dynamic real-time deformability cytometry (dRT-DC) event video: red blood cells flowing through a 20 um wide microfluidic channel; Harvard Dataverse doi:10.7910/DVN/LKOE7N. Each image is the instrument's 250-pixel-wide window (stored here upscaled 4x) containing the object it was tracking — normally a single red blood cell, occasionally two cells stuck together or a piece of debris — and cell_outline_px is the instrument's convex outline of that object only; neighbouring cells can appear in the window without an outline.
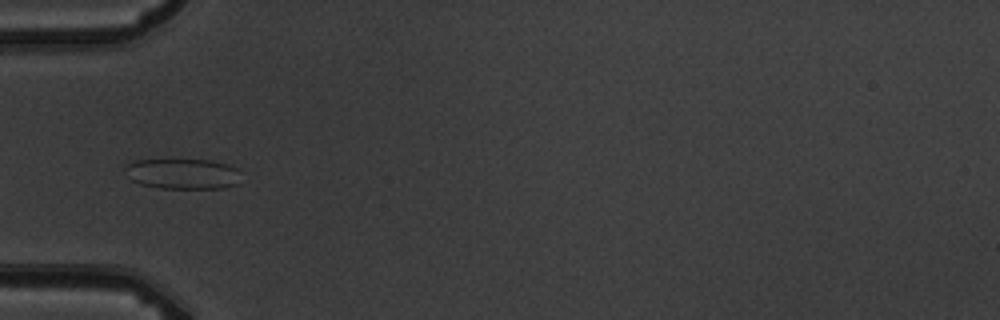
{"species": "common noctule bat (a hibernating species)", "species_latin": "Nyctalus noctula", "temperature_condition": "warm", "stored_images_in_passage": 11, "camera_frame_rate_fps": 3000, "um_per_image_px": 0.085, "animal": {"sex": "male", "body_mass_g": 19.5, "forearm_length_mm": 54.6}, "frame": {"image": 1, "passage_image": 5, "time_ms": 4.667, "image_size_px": [1000, 320], "cell_outline_px": [[240, 172], [236, 184], [224, 188], [160, 188], [140, 184], [132, 180], [124, 168], [124, 164], [132, 160], [212, 160], [228, 164], [236, 168]], "centroid_in_image_um": [15.51, 14.76], "position_along_channel_um": 69.5, "area_um2": 20.58}}
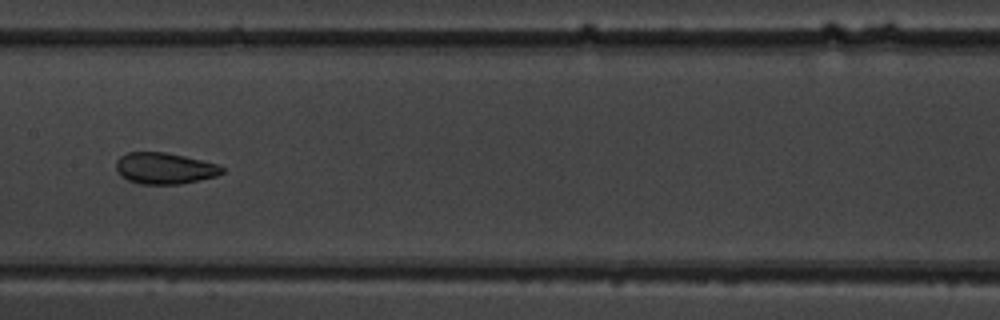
{"frame": {"image": 2, "passage_image": 8, "time_ms": 8.0, "image_size_px": [1000, 320], "cell_outline_px": [[224, 172], [216, 176], [200, 180], [180, 184], [140, 184], [128, 180], [120, 176], [116, 168], [116, 160], [120, 156], [128, 152], [164, 152], [184, 156], [216, 164], [224, 168]], "centroid_in_image_um": [13.96, 14.31], "position_along_channel_um": 193.4, "area_um2": 19.31}}
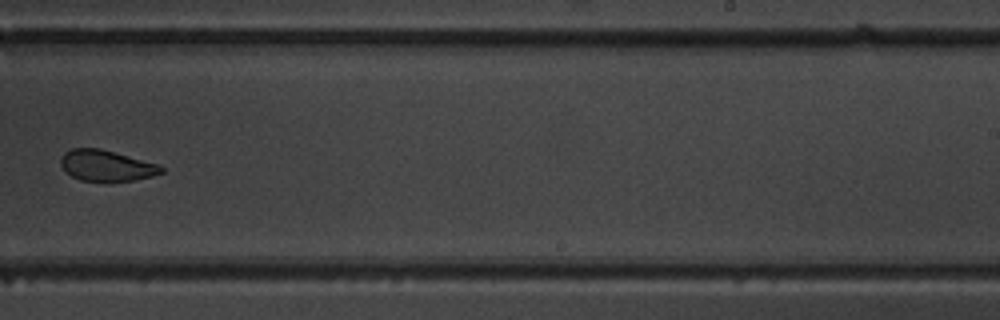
{"frame": {"image": 3, "passage_image": 10, "time_ms": 10.333, "image_size_px": [1000, 320], "cell_outline_px": [[164, 172], [152, 176], [132, 180], [80, 180], [72, 176], [60, 164], [60, 160], [64, 152], [72, 148], [100, 148], [160, 164], [164, 168]], "centroid_in_image_um": [9.07, 14.05], "position_along_channel_um": 279.9, "area_um2": 17.92}}